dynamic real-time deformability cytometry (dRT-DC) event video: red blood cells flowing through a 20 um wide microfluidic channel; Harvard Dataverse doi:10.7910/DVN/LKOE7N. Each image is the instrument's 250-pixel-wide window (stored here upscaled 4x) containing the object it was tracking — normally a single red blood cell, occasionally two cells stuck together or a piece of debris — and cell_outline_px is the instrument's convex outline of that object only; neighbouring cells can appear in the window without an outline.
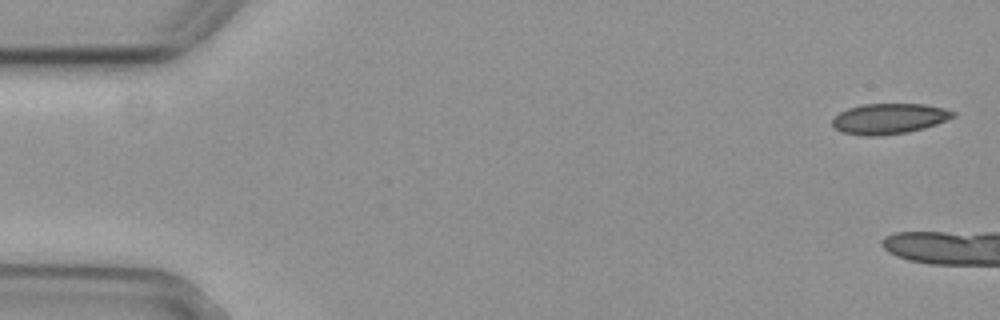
{"species": "common noctule bat (a hibernating species)", "species_latin": "Nyctalus noctula", "temperature_condition": "cold", "stored_images_in_passage": 4, "segment_of_instrument_passage": [2, 2], "camera_frame_rate_fps": 3000, "um_per_image_px": 0.085, "animal": {"sex": "female", "body_mass_g": 29.2, "forearm_length_mm": 56.3}, "frame": {"image": 1, "passage_image": 4, "time_ms": 1.0, "image_size_px": [1000, 320], "cell_outline_px": [[956, 116], [936, 124], [924, 128], [908, 132], [876, 136], [864, 136], [840, 132], [832, 124], [832, 116], [848, 108], [864, 104], [924, 104], [944, 108], [956, 112]], "centroid_in_image_um": [75.56, 10.09], "position_along_channel_um": 9.4, "area_um2": 21.56}}